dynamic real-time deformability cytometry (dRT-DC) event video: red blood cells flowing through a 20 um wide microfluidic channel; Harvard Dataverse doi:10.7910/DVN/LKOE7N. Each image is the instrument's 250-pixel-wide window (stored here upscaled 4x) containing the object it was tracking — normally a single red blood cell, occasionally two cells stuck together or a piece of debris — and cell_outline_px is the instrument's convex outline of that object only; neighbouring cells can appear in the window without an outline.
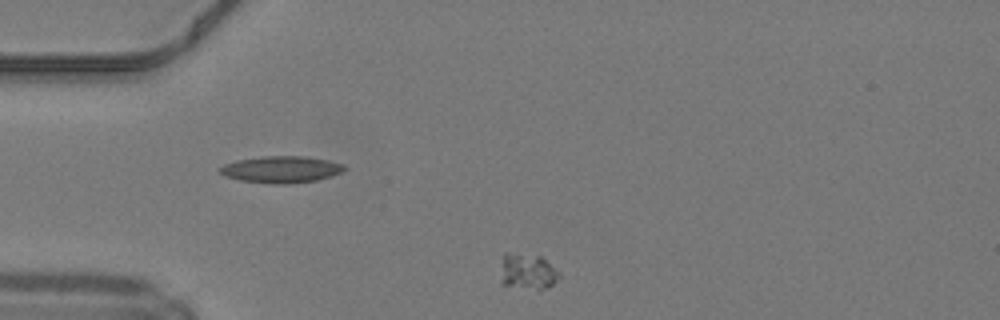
{"species": "common noctule bat (a hibernating species)", "species_latin": "Nyctalus noctula", "temperature_condition": "warm", "stored_images_in_passage": 39, "camera_frame_rate_fps": 3000, "um_per_image_px": 0.085, "animal": {"sex": "male", "body_mass_g": 19.2, "forearm_length_mm": 51.8}, "frame": {"image": 1, "passage_image": 1, "time_ms": 0.0, "image_size_px": [1000, 320], "cell_outline_px": [[560, 276], [548, 288], [536, 288], [500, 284], [500, 280], [504, 252], [508, 252], [540, 256], [560, 272]], "centroid_in_image_um": [44.83, 23.05], "position_along_channel_um": 40.2, "area_um2": 11.96}}
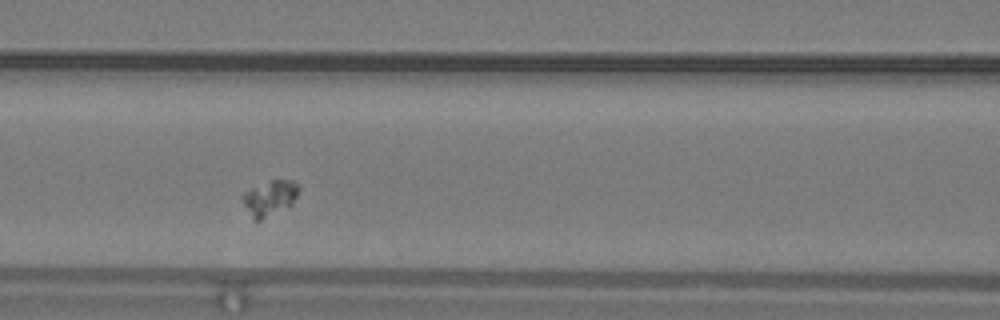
{"frame": {"image": 2, "passage_image": 11, "time_ms": 3.333, "image_size_px": [1000, 320], "cell_outline_px": [[300, 188], [292, 204], [260, 220], [252, 220], [240, 196], [244, 192], [252, 188], [272, 180], [292, 180]], "centroid_in_image_um": [22.9, 16.83], "position_along_channel_um": 143.7, "area_um2": 11.27}}
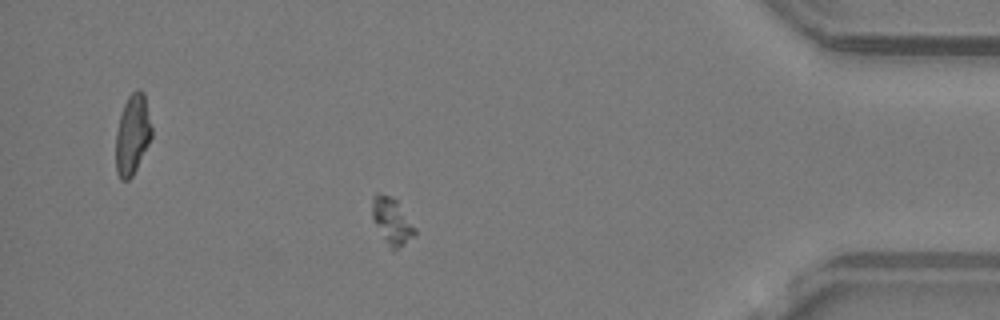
{"frame": {"image": 3, "passage_image": 33, "time_ms": 10.667, "image_size_px": [1000, 320], "cell_outline_px": [[416, 236], [396, 248], [392, 248], [372, 220], [372, 196], [376, 192], [380, 192], [396, 200], [416, 228]], "centroid_in_image_um": [33.3, 18.73], "position_along_channel_um": 401.9, "area_um2": 11.21}}